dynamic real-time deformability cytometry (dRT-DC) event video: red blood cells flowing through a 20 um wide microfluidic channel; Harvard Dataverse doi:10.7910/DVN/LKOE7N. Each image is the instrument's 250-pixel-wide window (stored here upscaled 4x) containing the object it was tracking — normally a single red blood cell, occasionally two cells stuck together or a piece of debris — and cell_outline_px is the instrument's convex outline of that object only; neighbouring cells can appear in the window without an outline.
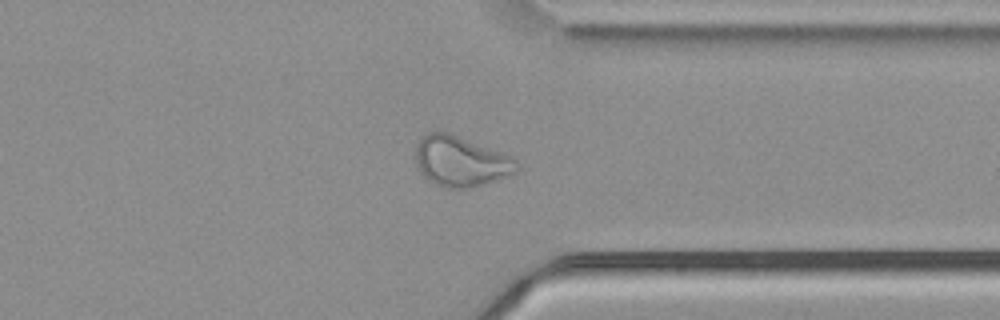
{"species": "common noctule bat (a hibernating species)", "species_latin": "Nyctalus noctula", "temperature_condition": "cold", "stored_images_in_passage": 56, "camera_frame_rate_fps": 3000, "um_per_image_px": 0.085, "animal": {"sex": "male", "body_mass_g": 21.5, "forearm_length_mm": 52.0}, "frame": {"image": 1, "passage_image": 44, "time_ms": 14.333, "image_size_px": [1000, 320], "cell_outline_px": [[520, 168], [516, 172], [508, 176], [496, 180], [468, 188], [444, 188], [428, 180], [416, 168], [416, 144], [428, 132], [448, 132], [512, 156], [516, 160]], "centroid_in_image_um": [39.16, 13.72], "position_along_channel_um": 372.2, "area_um2": 29.65}}
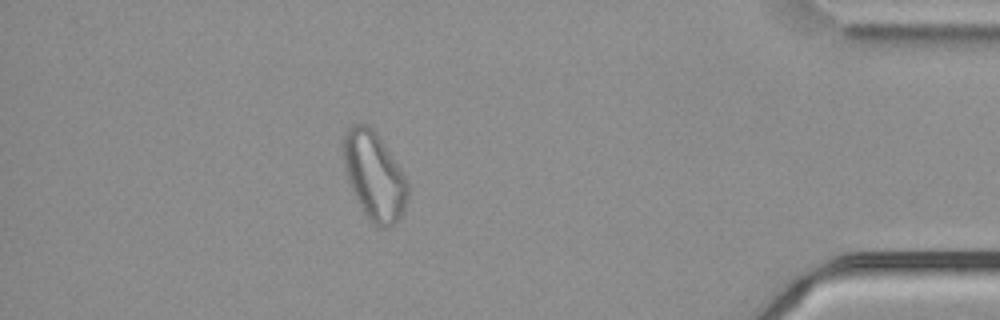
{"frame": {"image": 2, "passage_image": 50, "time_ms": 16.333, "image_size_px": [1000, 320], "cell_outline_px": [[408, 200], [404, 212], [388, 228], [380, 228], [372, 224], [360, 208], [348, 180], [344, 168], [344, 132], [352, 124], [368, 124], [372, 128], [400, 168], [408, 184]], "centroid_in_image_um": [31.81, 14.99], "position_along_channel_um": 403.4, "area_um2": 32.71}}